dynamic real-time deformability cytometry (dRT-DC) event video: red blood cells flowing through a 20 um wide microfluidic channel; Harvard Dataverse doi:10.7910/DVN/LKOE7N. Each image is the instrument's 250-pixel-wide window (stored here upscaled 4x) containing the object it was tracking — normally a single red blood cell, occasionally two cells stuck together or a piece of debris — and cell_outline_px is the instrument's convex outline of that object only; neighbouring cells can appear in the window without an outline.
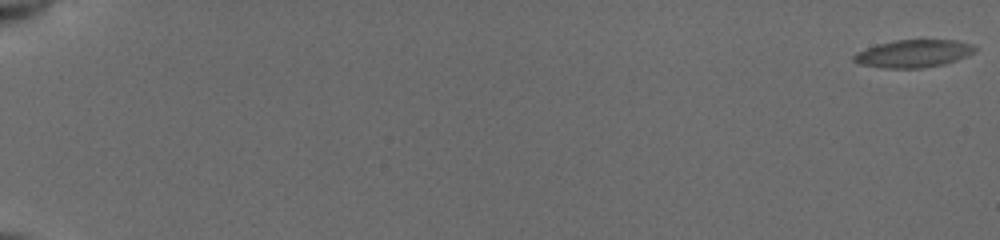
{"species": "common noctule bat (a hibernating species)", "species_latin": "Nyctalus noctula", "temperature_condition": "cold", "stored_images_in_passage": 58, "segment_of_instrument_passage": [1, 2], "camera_frame_rate_fps": 3000, "um_per_image_px": 0.085, "animal": {"sex": "female", "body_mass_g": 19.5, "forearm_length_mm": 54.1}, "frame": {"image": 1, "passage_image": 1, "time_ms": 0.0, "image_size_px": [1000, 240], "cell_outline_px": [[976, 52], [968, 56], [944, 64], [924, 68], [884, 68], [860, 64], [852, 60], [852, 56], [856, 52], [876, 44], [896, 40], [956, 40], [972, 44], [976, 48]], "centroid_in_image_um": [77.64, 4.55], "position_along_channel_um": 7.4, "area_um2": 19.65}}
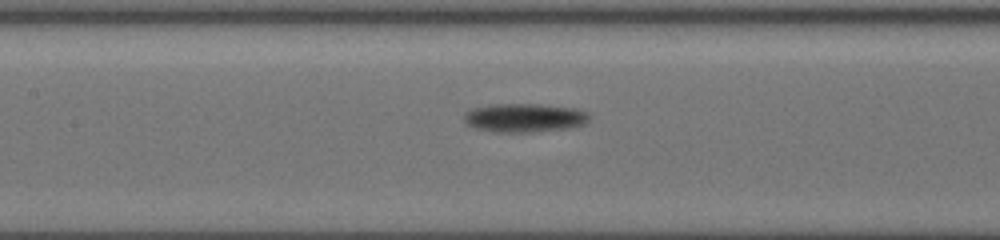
{"frame": {"image": 2, "passage_image": 30, "time_ms": 9.667, "image_size_px": [1000, 240], "cell_outline_px": [[588, 120], [584, 124], [568, 128], [532, 132], [492, 132], [476, 128], [468, 124], [464, 120], [464, 112], [472, 108], [492, 104], [536, 104], [576, 108], [588, 112]], "centroid_in_image_um": [44.55, 10.01], "position_along_channel_um": 162.8, "area_um2": 20.98}}
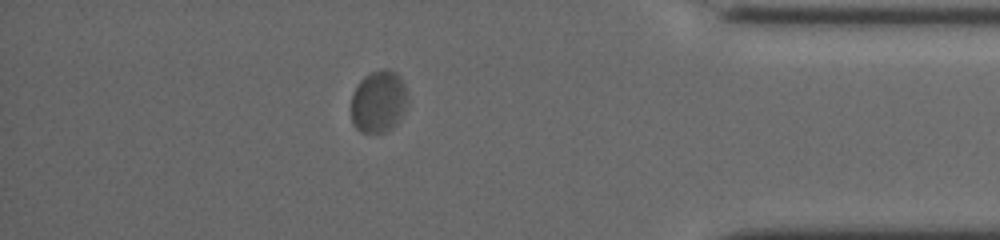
{"frame": {"image": 3, "passage_image": 51, "time_ms": 16.667, "image_size_px": [1000, 240], "cell_outline_px": [[404, 104], [396, 124], [392, 128], [384, 132], [360, 132], [352, 124], [352, 92], [360, 80], [364, 76], [372, 72], [384, 68], [388, 68], [396, 72], [400, 76], [404, 84]], "centroid_in_image_um": [32.11, 8.61], "position_along_channel_um": 403.1, "area_um2": 20.0}}